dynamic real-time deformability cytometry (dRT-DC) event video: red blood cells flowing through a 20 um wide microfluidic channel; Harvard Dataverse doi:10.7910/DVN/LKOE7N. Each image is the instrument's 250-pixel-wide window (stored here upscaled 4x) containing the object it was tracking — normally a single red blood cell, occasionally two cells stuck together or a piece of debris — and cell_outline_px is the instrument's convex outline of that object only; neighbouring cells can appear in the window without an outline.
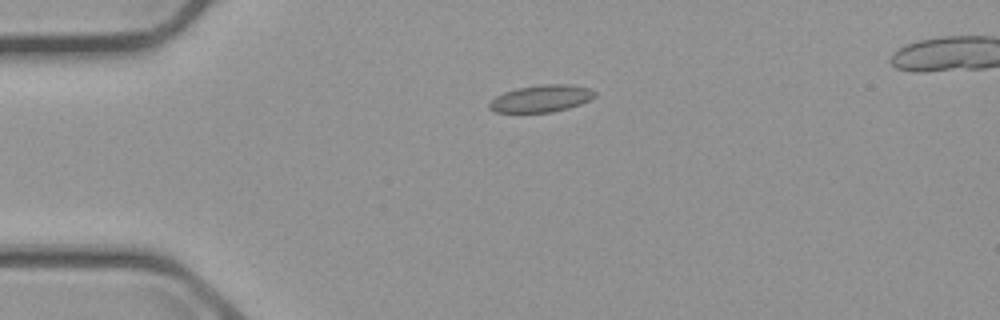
{"species": "common noctule bat (a hibernating species)", "species_latin": "Nyctalus noctula", "temperature_condition": "cold", "stored_images_in_passage": 4, "camera_frame_rate_fps": 3000, "um_per_image_px": 0.085, "animal": {"sex": "male", "body_mass_g": 23.1, "forearm_length_mm": 52.7}, "frame": {"image": 1, "passage_image": 2, "time_ms": 1.333, "image_size_px": [1000, 320], "cell_outline_px": [[596, 96], [580, 104], [568, 108], [552, 112], [496, 112], [488, 108], [488, 104], [496, 96], [504, 92], [516, 88], [540, 84], [568, 84], [592, 88], [596, 92]], "centroid_in_image_um": [46.02, 8.36], "position_along_channel_um": 39.0, "area_um2": 16.7}}